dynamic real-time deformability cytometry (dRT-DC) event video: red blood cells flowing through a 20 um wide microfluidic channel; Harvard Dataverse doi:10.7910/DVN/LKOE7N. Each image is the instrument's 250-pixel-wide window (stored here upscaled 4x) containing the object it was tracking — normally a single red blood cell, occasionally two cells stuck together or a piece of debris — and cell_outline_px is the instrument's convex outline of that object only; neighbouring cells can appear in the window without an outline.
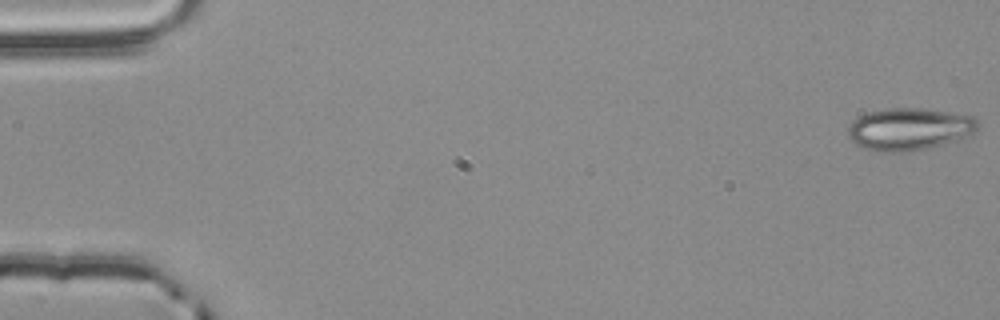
{"species": "common noctule bat (a hibernating species)", "species_latin": "Nyctalus noctula", "temperature_condition": "room temperature", "stored_images_in_passage": 55, "camera_frame_rate_fps": 3000, "um_per_image_px": 0.085, "animal": {"sex": "male", "body_mass_g": 20.4}, "frame": {"image": 1, "passage_image": 1, "time_ms": 0.0, "image_size_px": [1000, 320], "cell_outline_px": [[980, 124], [972, 136], [944, 144], [928, 148], [904, 152], [880, 152], [856, 144], [848, 136], [848, 124], [852, 120], [868, 112], [884, 108], [924, 108], [972, 116]], "centroid_in_image_um": [77.31, 10.97], "position_along_channel_um": 7.7, "area_um2": 32.19}}
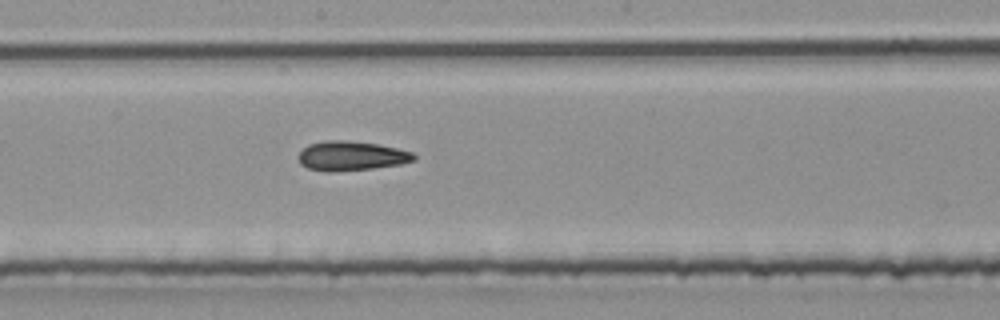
{"frame": {"image": 2, "passage_image": 30, "time_ms": 9.667, "image_size_px": [1000, 320], "cell_outline_px": [[416, 160], [400, 164], [372, 168], [332, 172], [328, 172], [308, 168], [300, 164], [300, 152], [308, 144], [324, 140], [344, 140], [380, 144], [412, 152], [416, 156]], "centroid_in_image_um": [29.87, 13.24], "position_along_channel_um": 218.3, "area_um2": 19.77}}
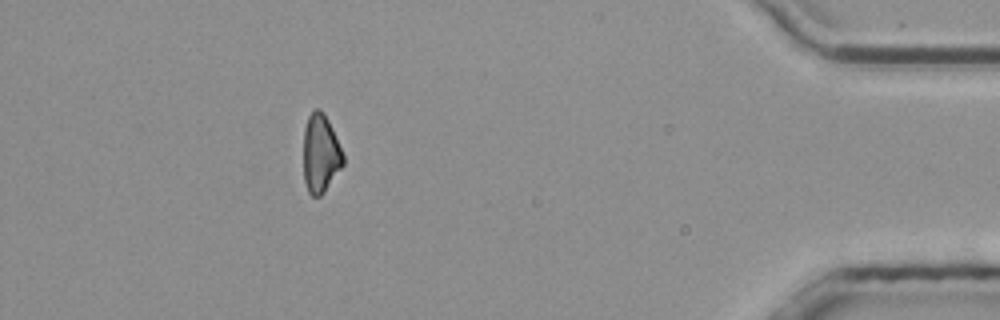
{"frame": {"image": 3, "passage_image": 49, "time_ms": 16.0, "image_size_px": [1000, 320], "cell_outline_px": [[344, 164], [324, 192], [320, 196], [312, 196], [308, 192], [304, 180], [304, 128], [308, 116], [316, 108], [320, 108], [324, 112], [332, 128], [344, 156]], "centroid_in_image_um": [27.24, 13.05], "position_along_channel_um": 408.0, "area_um2": 18.09}, "authors_computed_cell_mechanics": {"area_um2": 19.7676, "velocity_mm_per_s": 3.874, "shape_relaxation_time_tau1_ms": 7.1872, "shape_relaxation_time_tau2_ms": 3.876, "deformation_change_tau1": 0.1439, "deformation_change_tau2": 0.1172}}